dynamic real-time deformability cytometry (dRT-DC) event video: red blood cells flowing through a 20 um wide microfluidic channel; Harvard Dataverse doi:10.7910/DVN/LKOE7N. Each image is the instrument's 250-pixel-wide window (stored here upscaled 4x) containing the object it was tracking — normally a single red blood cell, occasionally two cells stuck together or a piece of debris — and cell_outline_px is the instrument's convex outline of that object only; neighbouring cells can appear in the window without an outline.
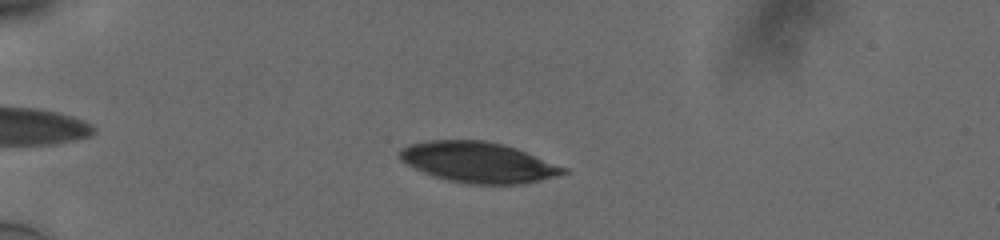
{"species": "human", "species_latin": "Homo sapiens", "temperature_condition": "cold", "stored_images_in_passage": 50, "camera_frame_rate_fps": 3000, "um_per_image_px": 0.085, "donor": {"sex": "male"}, "frame": {"image": 1, "passage_image": 10, "time_ms": 3.0, "image_size_px": [1000, 240], "cell_outline_px": [[568, 172], [540, 180], [524, 184], [468, 184], [448, 180], [424, 172], [400, 160], [396, 156], [396, 152], [408, 144], [428, 140], [484, 140], [516, 148], [568, 168]], "centroid_in_image_um": [40.63, 13.79], "position_along_channel_um": 44.4, "area_um2": 38.61}}
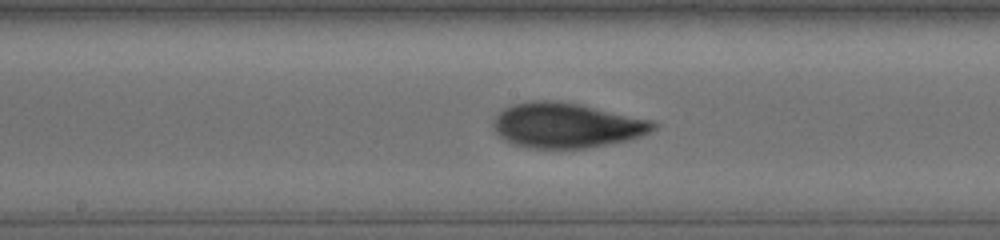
{"frame": {"image": 2, "passage_image": 26, "time_ms": 8.333, "image_size_px": [1000, 240], "cell_outline_px": [[660, 124], [656, 128], [640, 136], [628, 140], [588, 148], [532, 148], [516, 144], [500, 136], [496, 132], [492, 124], [496, 116], [504, 108], [516, 104], [536, 100], [552, 100], [580, 104], [652, 120]], "centroid_in_image_um": [48.19, 10.65], "position_along_channel_um": 200.0, "area_um2": 41.62}}
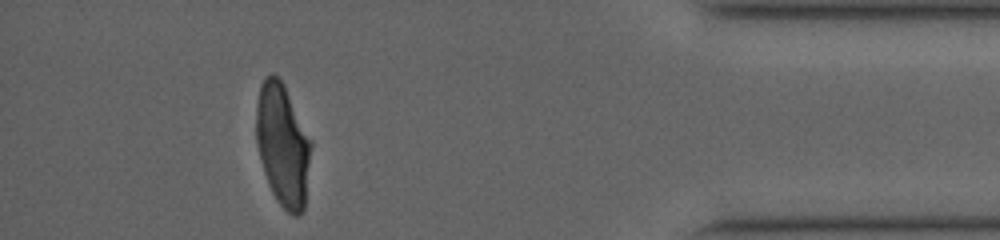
{"frame": {"image": 3, "passage_image": 46, "time_ms": 15.0, "image_size_px": [1000, 240], "cell_outline_px": [[312, 144], [304, 212], [300, 216], [292, 216], [276, 200], [268, 184], [260, 160], [256, 140], [256, 100], [260, 84], [264, 76], [272, 72], [284, 84], [312, 140]], "centroid_in_image_um": [24.03, 12.32], "position_along_channel_um": 411.2, "area_um2": 39.71}, "authors_computed_cell_mechanics": {"area_um2": 39.9109, "velocity_mm_per_s": 3.7657, "shape_relaxation_time_tau1_ms": 5.7319, "shape_relaxation_time_tau2_ms": 1.508, "deformation_change_tau1": 0.1898, "deformation_change_tau2": 0.0679}}